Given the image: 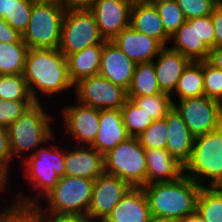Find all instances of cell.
<instances>
[{
    "label": "cell",
    "mask_w": 222,
    "mask_h": 222,
    "mask_svg": "<svg viewBox=\"0 0 222 222\" xmlns=\"http://www.w3.org/2000/svg\"><path fill=\"white\" fill-rule=\"evenodd\" d=\"M162 93L155 73L154 62L136 65L129 89L128 97H142Z\"/></svg>",
    "instance_id": "27"
},
{
    "label": "cell",
    "mask_w": 222,
    "mask_h": 222,
    "mask_svg": "<svg viewBox=\"0 0 222 222\" xmlns=\"http://www.w3.org/2000/svg\"><path fill=\"white\" fill-rule=\"evenodd\" d=\"M0 42H24L22 34L13 29L3 18H0Z\"/></svg>",
    "instance_id": "43"
},
{
    "label": "cell",
    "mask_w": 222,
    "mask_h": 222,
    "mask_svg": "<svg viewBox=\"0 0 222 222\" xmlns=\"http://www.w3.org/2000/svg\"><path fill=\"white\" fill-rule=\"evenodd\" d=\"M43 222H91L85 214H52L42 213Z\"/></svg>",
    "instance_id": "42"
},
{
    "label": "cell",
    "mask_w": 222,
    "mask_h": 222,
    "mask_svg": "<svg viewBox=\"0 0 222 222\" xmlns=\"http://www.w3.org/2000/svg\"><path fill=\"white\" fill-rule=\"evenodd\" d=\"M169 47L191 61L207 60L211 50L198 35L197 18L188 19L179 27L170 37Z\"/></svg>",
    "instance_id": "24"
},
{
    "label": "cell",
    "mask_w": 222,
    "mask_h": 222,
    "mask_svg": "<svg viewBox=\"0 0 222 222\" xmlns=\"http://www.w3.org/2000/svg\"><path fill=\"white\" fill-rule=\"evenodd\" d=\"M61 105V109L58 107L60 112H56V120L62 121L59 126L64 123L61 127L64 130L60 131L64 132L62 140H68L69 137V144L92 146L99 130V110L76 100L64 105L62 102Z\"/></svg>",
    "instance_id": "10"
},
{
    "label": "cell",
    "mask_w": 222,
    "mask_h": 222,
    "mask_svg": "<svg viewBox=\"0 0 222 222\" xmlns=\"http://www.w3.org/2000/svg\"><path fill=\"white\" fill-rule=\"evenodd\" d=\"M152 215L143 187H130L105 222H150Z\"/></svg>",
    "instance_id": "18"
},
{
    "label": "cell",
    "mask_w": 222,
    "mask_h": 222,
    "mask_svg": "<svg viewBox=\"0 0 222 222\" xmlns=\"http://www.w3.org/2000/svg\"><path fill=\"white\" fill-rule=\"evenodd\" d=\"M112 41L136 64L154 61L164 47L155 38L140 33L131 26L123 29Z\"/></svg>",
    "instance_id": "16"
},
{
    "label": "cell",
    "mask_w": 222,
    "mask_h": 222,
    "mask_svg": "<svg viewBox=\"0 0 222 222\" xmlns=\"http://www.w3.org/2000/svg\"><path fill=\"white\" fill-rule=\"evenodd\" d=\"M186 20L212 14L217 4L212 0H176Z\"/></svg>",
    "instance_id": "39"
},
{
    "label": "cell",
    "mask_w": 222,
    "mask_h": 222,
    "mask_svg": "<svg viewBox=\"0 0 222 222\" xmlns=\"http://www.w3.org/2000/svg\"><path fill=\"white\" fill-rule=\"evenodd\" d=\"M152 217L183 219L196 213L197 199L202 189L183 175L172 182H157L143 186Z\"/></svg>",
    "instance_id": "4"
},
{
    "label": "cell",
    "mask_w": 222,
    "mask_h": 222,
    "mask_svg": "<svg viewBox=\"0 0 222 222\" xmlns=\"http://www.w3.org/2000/svg\"><path fill=\"white\" fill-rule=\"evenodd\" d=\"M158 10L166 34L171 37L186 22L176 0H150Z\"/></svg>",
    "instance_id": "33"
},
{
    "label": "cell",
    "mask_w": 222,
    "mask_h": 222,
    "mask_svg": "<svg viewBox=\"0 0 222 222\" xmlns=\"http://www.w3.org/2000/svg\"><path fill=\"white\" fill-rule=\"evenodd\" d=\"M11 170L5 166L4 164L0 163V195L7 196V190L9 188L10 178H11Z\"/></svg>",
    "instance_id": "45"
},
{
    "label": "cell",
    "mask_w": 222,
    "mask_h": 222,
    "mask_svg": "<svg viewBox=\"0 0 222 222\" xmlns=\"http://www.w3.org/2000/svg\"><path fill=\"white\" fill-rule=\"evenodd\" d=\"M136 65L113 41H106L103 44L100 76L128 90Z\"/></svg>",
    "instance_id": "17"
},
{
    "label": "cell",
    "mask_w": 222,
    "mask_h": 222,
    "mask_svg": "<svg viewBox=\"0 0 222 222\" xmlns=\"http://www.w3.org/2000/svg\"><path fill=\"white\" fill-rule=\"evenodd\" d=\"M73 92L72 99L98 110L121 109L128 99L126 89L100 75L79 80Z\"/></svg>",
    "instance_id": "11"
},
{
    "label": "cell",
    "mask_w": 222,
    "mask_h": 222,
    "mask_svg": "<svg viewBox=\"0 0 222 222\" xmlns=\"http://www.w3.org/2000/svg\"><path fill=\"white\" fill-rule=\"evenodd\" d=\"M203 75L205 96L222 103V70L203 60Z\"/></svg>",
    "instance_id": "37"
},
{
    "label": "cell",
    "mask_w": 222,
    "mask_h": 222,
    "mask_svg": "<svg viewBox=\"0 0 222 222\" xmlns=\"http://www.w3.org/2000/svg\"><path fill=\"white\" fill-rule=\"evenodd\" d=\"M130 187L121 178L104 172L94 180L87 216L91 220H104Z\"/></svg>",
    "instance_id": "13"
},
{
    "label": "cell",
    "mask_w": 222,
    "mask_h": 222,
    "mask_svg": "<svg viewBox=\"0 0 222 222\" xmlns=\"http://www.w3.org/2000/svg\"><path fill=\"white\" fill-rule=\"evenodd\" d=\"M182 222H204L200 215L196 212L182 219Z\"/></svg>",
    "instance_id": "49"
},
{
    "label": "cell",
    "mask_w": 222,
    "mask_h": 222,
    "mask_svg": "<svg viewBox=\"0 0 222 222\" xmlns=\"http://www.w3.org/2000/svg\"><path fill=\"white\" fill-rule=\"evenodd\" d=\"M23 76L35 102H53L56 107L59 102L55 101H62L59 96L63 99L73 95L74 84L69 77L67 58L59 48H29Z\"/></svg>",
    "instance_id": "1"
},
{
    "label": "cell",
    "mask_w": 222,
    "mask_h": 222,
    "mask_svg": "<svg viewBox=\"0 0 222 222\" xmlns=\"http://www.w3.org/2000/svg\"><path fill=\"white\" fill-rule=\"evenodd\" d=\"M95 16L90 9H66L59 50L67 57L88 46L104 44Z\"/></svg>",
    "instance_id": "9"
},
{
    "label": "cell",
    "mask_w": 222,
    "mask_h": 222,
    "mask_svg": "<svg viewBox=\"0 0 222 222\" xmlns=\"http://www.w3.org/2000/svg\"><path fill=\"white\" fill-rule=\"evenodd\" d=\"M59 133L60 132L54 134L48 141L40 146L34 154L28 155L22 161L23 163L18 164H22L20 166L21 169H23V171H19V175L23 173L21 178L27 179L26 184L30 187L27 188V191L29 192L31 190L32 192L26 193L22 188L18 189V194H14L17 203L36 205L55 187L60 177L64 176L66 145L65 142H61L62 139H59L60 137L57 136ZM58 142H60V144L62 143V145ZM22 190L24 192H21Z\"/></svg>",
    "instance_id": "2"
},
{
    "label": "cell",
    "mask_w": 222,
    "mask_h": 222,
    "mask_svg": "<svg viewBox=\"0 0 222 222\" xmlns=\"http://www.w3.org/2000/svg\"><path fill=\"white\" fill-rule=\"evenodd\" d=\"M35 3L61 4L62 0H32Z\"/></svg>",
    "instance_id": "51"
},
{
    "label": "cell",
    "mask_w": 222,
    "mask_h": 222,
    "mask_svg": "<svg viewBox=\"0 0 222 222\" xmlns=\"http://www.w3.org/2000/svg\"><path fill=\"white\" fill-rule=\"evenodd\" d=\"M145 148L130 136L104 155V171L126 181L131 187L146 185Z\"/></svg>",
    "instance_id": "7"
},
{
    "label": "cell",
    "mask_w": 222,
    "mask_h": 222,
    "mask_svg": "<svg viewBox=\"0 0 222 222\" xmlns=\"http://www.w3.org/2000/svg\"><path fill=\"white\" fill-rule=\"evenodd\" d=\"M184 175L202 188L222 185V125L195 137L191 158L184 166Z\"/></svg>",
    "instance_id": "5"
},
{
    "label": "cell",
    "mask_w": 222,
    "mask_h": 222,
    "mask_svg": "<svg viewBox=\"0 0 222 222\" xmlns=\"http://www.w3.org/2000/svg\"><path fill=\"white\" fill-rule=\"evenodd\" d=\"M62 4L35 3L23 41L29 48H59L65 13Z\"/></svg>",
    "instance_id": "8"
},
{
    "label": "cell",
    "mask_w": 222,
    "mask_h": 222,
    "mask_svg": "<svg viewBox=\"0 0 222 222\" xmlns=\"http://www.w3.org/2000/svg\"><path fill=\"white\" fill-rule=\"evenodd\" d=\"M32 7V0H14L9 15H4L3 19L23 35L29 24Z\"/></svg>",
    "instance_id": "36"
},
{
    "label": "cell",
    "mask_w": 222,
    "mask_h": 222,
    "mask_svg": "<svg viewBox=\"0 0 222 222\" xmlns=\"http://www.w3.org/2000/svg\"><path fill=\"white\" fill-rule=\"evenodd\" d=\"M133 2L134 0H98L90 8L105 41H112L123 29L130 26Z\"/></svg>",
    "instance_id": "14"
},
{
    "label": "cell",
    "mask_w": 222,
    "mask_h": 222,
    "mask_svg": "<svg viewBox=\"0 0 222 222\" xmlns=\"http://www.w3.org/2000/svg\"><path fill=\"white\" fill-rule=\"evenodd\" d=\"M98 0H62L65 9H90Z\"/></svg>",
    "instance_id": "46"
},
{
    "label": "cell",
    "mask_w": 222,
    "mask_h": 222,
    "mask_svg": "<svg viewBox=\"0 0 222 222\" xmlns=\"http://www.w3.org/2000/svg\"><path fill=\"white\" fill-rule=\"evenodd\" d=\"M132 99L153 120L163 119L173 108L172 96L169 93H159Z\"/></svg>",
    "instance_id": "34"
},
{
    "label": "cell",
    "mask_w": 222,
    "mask_h": 222,
    "mask_svg": "<svg viewBox=\"0 0 222 222\" xmlns=\"http://www.w3.org/2000/svg\"><path fill=\"white\" fill-rule=\"evenodd\" d=\"M6 200V206L0 205V222H43L41 209L37 205L17 203L15 195Z\"/></svg>",
    "instance_id": "30"
},
{
    "label": "cell",
    "mask_w": 222,
    "mask_h": 222,
    "mask_svg": "<svg viewBox=\"0 0 222 222\" xmlns=\"http://www.w3.org/2000/svg\"><path fill=\"white\" fill-rule=\"evenodd\" d=\"M104 172V156L94 147L67 145L64 175L95 180Z\"/></svg>",
    "instance_id": "15"
},
{
    "label": "cell",
    "mask_w": 222,
    "mask_h": 222,
    "mask_svg": "<svg viewBox=\"0 0 222 222\" xmlns=\"http://www.w3.org/2000/svg\"><path fill=\"white\" fill-rule=\"evenodd\" d=\"M28 49L25 42H0V75L23 74Z\"/></svg>",
    "instance_id": "28"
},
{
    "label": "cell",
    "mask_w": 222,
    "mask_h": 222,
    "mask_svg": "<svg viewBox=\"0 0 222 222\" xmlns=\"http://www.w3.org/2000/svg\"><path fill=\"white\" fill-rule=\"evenodd\" d=\"M194 137L204 135L222 125L221 102L199 96L173 102Z\"/></svg>",
    "instance_id": "12"
},
{
    "label": "cell",
    "mask_w": 222,
    "mask_h": 222,
    "mask_svg": "<svg viewBox=\"0 0 222 222\" xmlns=\"http://www.w3.org/2000/svg\"><path fill=\"white\" fill-rule=\"evenodd\" d=\"M164 118L168 127L166 150L185 166L191 158L195 137L174 107Z\"/></svg>",
    "instance_id": "21"
},
{
    "label": "cell",
    "mask_w": 222,
    "mask_h": 222,
    "mask_svg": "<svg viewBox=\"0 0 222 222\" xmlns=\"http://www.w3.org/2000/svg\"><path fill=\"white\" fill-rule=\"evenodd\" d=\"M102 52L103 44H96L66 57L69 77L73 84L83 78L99 75Z\"/></svg>",
    "instance_id": "25"
},
{
    "label": "cell",
    "mask_w": 222,
    "mask_h": 222,
    "mask_svg": "<svg viewBox=\"0 0 222 222\" xmlns=\"http://www.w3.org/2000/svg\"><path fill=\"white\" fill-rule=\"evenodd\" d=\"M13 3L14 0H0V18H4V15H9Z\"/></svg>",
    "instance_id": "48"
},
{
    "label": "cell",
    "mask_w": 222,
    "mask_h": 222,
    "mask_svg": "<svg viewBox=\"0 0 222 222\" xmlns=\"http://www.w3.org/2000/svg\"><path fill=\"white\" fill-rule=\"evenodd\" d=\"M214 33H215V47H222V5H217L212 14Z\"/></svg>",
    "instance_id": "44"
},
{
    "label": "cell",
    "mask_w": 222,
    "mask_h": 222,
    "mask_svg": "<svg viewBox=\"0 0 222 222\" xmlns=\"http://www.w3.org/2000/svg\"><path fill=\"white\" fill-rule=\"evenodd\" d=\"M0 98L15 101H34L23 74L0 75Z\"/></svg>",
    "instance_id": "32"
},
{
    "label": "cell",
    "mask_w": 222,
    "mask_h": 222,
    "mask_svg": "<svg viewBox=\"0 0 222 222\" xmlns=\"http://www.w3.org/2000/svg\"><path fill=\"white\" fill-rule=\"evenodd\" d=\"M35 101H15L0 98V126L8 128Z\"/></svg>",
    "instance_id": "38"
},
{
    "label": "cell",
    "mask_w": 222,
    "mask_h": 222,
    "mask_svg": "<svg viewBox=\"0 0 222 222\" xmlns=\"http://www.w3.org/2000/svg\"><path fill=\"white\" fill-rule=\"evenodd\" d=\"M91 222H105L104 220H92Z\"/></svg>",
    "instance_id": "53"
},
{
    "label": "cell",
    "mask_w": 222,
    "mask_h": 222,
    "mask_svg": "<svg viewBox=\"0 0 222 222\" xmlns=\"http://www.w3.org/2000/svg\"><path fill=\"white\" fill-rule=\"evenodd\" d=\"M214 1L217 5H222V0H212Z\"/></svg>",
    "instance_id": "52"
},
{
    "label": "cell",
    "mask_w": 222,
    "mask_h": 222,
    "mask_svg": "<svg viewBox=\"0 0 222 222\" xmlns=\"http://www.w3.org/2000/svg\"><path fill=\"white\" fill-rule=\"evenodd\" d=\"M146 184L172 182L184 175V165L166 149H145Z\"/></svg>",
    "instance_id": "22"
},
{
    "label": "cell",
    "mask_w": 222,
    "mask_h": 222,
    "mask_svg": "<svg viewBox=\"0 0 222 222\" xmlns=\"http://www.w3.org/2000/svg\"><path fill=\"white\" fill-rule=\"evenodd\" d=\"M203 80V60L191 61L178 80L175 91L171 94L172 101L205 95Z\"/></svg>",
    "instance_id": "26"
},
{
    "label": "cell",
    "mask_w": 222,
    "mask_h": 222,
    "mask_svg": "<svg viewBox=\"0 0 222 222\" xmlns=\"http://www.w3.org/2000/svg\"><path fill=\"white\" fill-rule=\"evenodd\" d=\"M197 32L210 49L215 47V33L211 15L197 18Z\"/></svg>",
    "instance_id": "40"
},
{
    "label": "cell",
    "mask_w": 222,
    "mask_h": 222,
    "mask_svg": "<svg viewBox=\"0 0 222 222\" xmlns=\"http://www.w3.org/2000/svg\"><path fill=\"white\" fill-rule=\"evenodd\" d=\"M207 61L222 70V47L211 48Z\"/></svg>",
    "instance_id": "47"
},
{
    "label": "cell",
    "mask_w": 222,
    "mask_h": 222,
    "mask_svg": "<svg viewBox=\"0 0 222 222\" xmlns=\"http://www.w3.org/2000/svg\"><path fill=\"white\" fill-rule=\"evenodd\" d=\"M13 162H16V160L12 157L10 151L8 130L0 126V163L7 166L11 171H14L12 167H17V164Z\"/></svg>",
    "instance_id": "41"
},
{
    "label": "cell",
    "mask_w": 222,
    "mask_h": 222,
    "mask_svg": "<svg viewBox=\"0 0 222 222\" xmlns=\"http://www.w3.org/2000/svg\"><path fill=\"white\" fill-rule=\"evenodd\" d=\"M168 127L166 119L153 120L145 131L138 136L145 149H166Z\"/></svg>",
    "instance_id": "35"
},
{
    "label": "cell",
    "mask_w": 222,
    "mask_h": 222,
    "mask_svg": "<svg viewBox=\"0 0 222 222\" xmlns=\"http://www.w3.org/2000/svg\"><path fill=\"white\" fill-rule=\"evenodd\" d=\"M129 137L121 109L99 110V130L92 147L104 156Z\"/></svg>",
    "instance_id": "20"
},
{
    "label": "cell",
    "mask_w": 222,
    "mask_h": 222,
    "mask_svg": "<svg viewBox=\"0 0 222 222\" xmlns=\"http://www.w3.org/2000/svg\"><path fill=\"white\" fill-rule=\"evenodd\" d=\"M196 212L204 222H222V188L203 187L197 199Z\"/></svg>",
    "instance_id": "29"
},
{
    "label": "cell",
    "mask_w": 222,
    "mask_h": 222,
    "mask_svg": "<svg viewBox=\"0 0 222 222\" xmlns=\"http://www.w3.org/2000/svg\"><path fill=\"white\" fill-rule=\"evenodd\" d=\"M153 62L161 91L171 95L175 91L184 69L191 60L169 46H164Z\"/></svg>",
    "instance_id": "19"
},
{
    "label": "cell",
    "mask_w": 222,
    "mask_h": 222,
    "mask_svg": "<svg viewBox=\"0 0 222 222\" xmlns=\"http://www.w3.org/2000/svg\"><path fill=\"white\" fill-rule=\"evenodd\" d=\"M121 114L127 133L132 137H138L153 123V119L129 98L121 107Z\"/></svg>",
    "instance_id": "31"
},
{
    "label": "cell",
    "mask_w": 222,
    "mask_h": 222,
    "mask_svg": "<svg viewBox=\"0 0 222 222\" xmlns=\"http://www.w3.org/2000/svg\"><path fill=\"white\" fill-rule=\"evenodd\" d=\"M51 107L48 102H35L7 128L14 159L23 161L55 134L57 120L52 110L56 107Z\"/></svg>",
    "instance_id": "3"
},
{
    "label": "cell",
    "mask_w": 222,
    "mask_h": 222,
    "mask_svg": "<svg viewBox=\"0 0 222 222\" xmlns=\"http://www.w3.org/2000/svg\"><path fill=\"white\" fill-rule=\"evenodd\" d=\"M150 222H182V220L177 218L152 217Z\"/></svg>",
    "instance_id": "50"
},
{
    "label": "cell",
    "mask_w": 222,
    "mask_h": 222,
    "mask_svg": "<svg viewBox=\"0 0 222 222\" xmlns=\"http://www.w3.org/2000/svg\"><path fill=\"white\" fill-rule=\"evenodd\" d=\"M93 186L94 180L64 175L36 205L42 213L87 215Z\"/></svg>",
    "instance_id": "6"
},
{
    "label": "cell",
    "mask_w": 222,
    "mask_h": 222,
    "mask_svg": "<svg viewBox=\"0 0 222 222\" xmlns=\"http://www.w3.org/2000/svg\"><path fill=\"white\" fill-rule=\"evenodd\" d=\"M130 26L147 36L168 46L170 37L163 28L161 18L155 5L150 1H134L130 12Z\"/></svg>",
    "instance_id": "23"
}]
</instances>
